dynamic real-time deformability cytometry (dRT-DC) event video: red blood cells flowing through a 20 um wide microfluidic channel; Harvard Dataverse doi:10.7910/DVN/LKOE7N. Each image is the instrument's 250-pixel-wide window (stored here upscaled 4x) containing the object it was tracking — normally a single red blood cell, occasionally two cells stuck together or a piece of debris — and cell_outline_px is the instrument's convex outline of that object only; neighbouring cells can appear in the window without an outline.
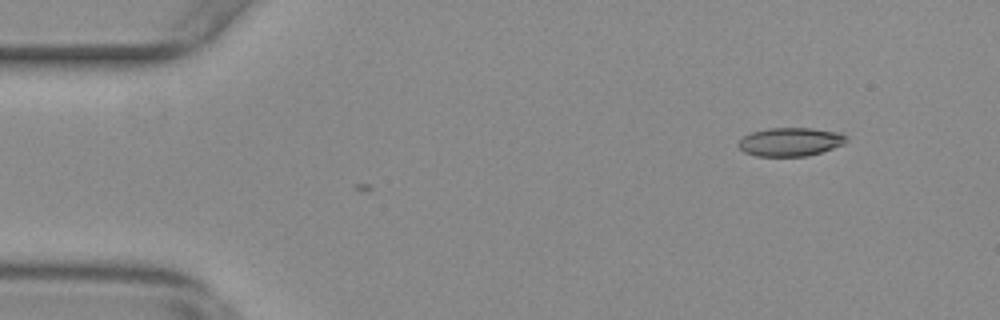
{"species": "common noctule bat (a hibernating species)", "species_latin": "Nyctalus noctula", "temperature_condition": "warm", "stored_images_in_passage": 6, "camera_frame_rate_fps": 3000, "um_per_image_px": 0.085, "animal": {"sex": "female", "body_mass_g": 29.2, "forearm_length_mm": 56.3}, "frame": {"image": 1, "passage_image": 6, "time_ms": 1.667, "image_size_px": [1000, 320], "cell_outline_px": [[848, 140], [844, 144], [808, 156], [756, 156], [744, 152], [736, 144], [744, 136], [752, 132], [768, 128], [812, 128], [840, 132], [848, 136]], "centroid_in_image_um": [67.2, 12.05], "position_along_channel_um": 17.8, "area_um2": 18.03}}